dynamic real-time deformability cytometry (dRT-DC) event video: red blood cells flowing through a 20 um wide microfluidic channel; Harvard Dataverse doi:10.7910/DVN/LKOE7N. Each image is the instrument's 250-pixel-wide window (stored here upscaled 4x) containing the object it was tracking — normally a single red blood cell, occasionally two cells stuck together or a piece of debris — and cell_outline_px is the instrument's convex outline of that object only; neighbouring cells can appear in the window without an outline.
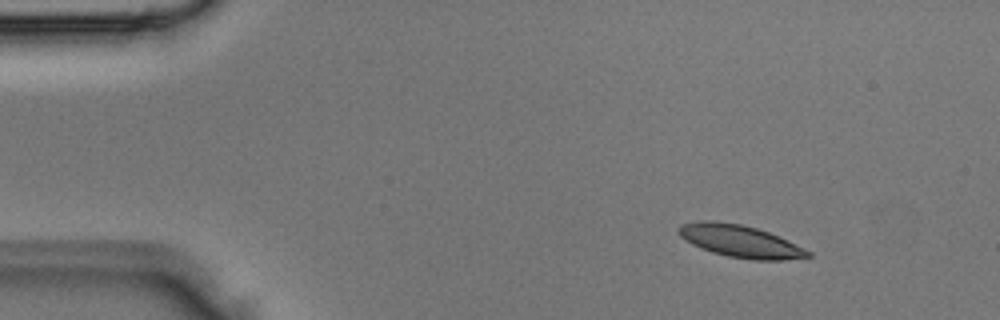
{"species": "Egyptian fruit bat (a non-hibernating species)", "species_latin": "Rousettus aegyptiacus", "temperature_condition": "room temperature", "stored_images_in_passage": 4, "camera_frame_rate_fps": 3000, "um_per_image_px": 0.085, "animal": {"sex": "male"}, "frame": {"image": 1, "passage_image": 1, "time_ms": 0.0, "image_size_px": [1000, 320], "cell_outline_px": [[812, 256], [784, 260], [752, 260], [728, 256], [712, 252], [700, 248], [684, 240], [680, 236], [680, 224], [700, 220], [712, 220], [740, 224], [756, 228], [768, 232], [788, 240], [812, 252]], "centroid_in_image_um": [62.92, 20.5], "position_along_channel_um": 22.1, "area_um2": 24.28}}
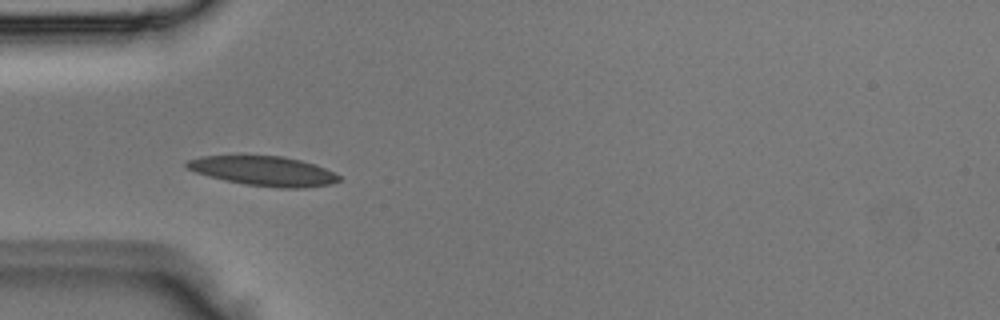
{"frame": {"image": 2, "passage_image": 3, "time_ms": 0.667, "image_size_px": [1000, 320], "cell_outline_px": [[340, 180], [332, 184], [304, 188], [280, 188], [244, 184], [224, 180], [196, 172], [188, 168], [184, 164], [188, 160], [200, 156], [280, 156], [300, 160], [324, 168], [340, 176]], "centroid_in_image_um": [22.41, 14.54], "position_along_channel_um": 62.6, "area_um2": 25.95}}
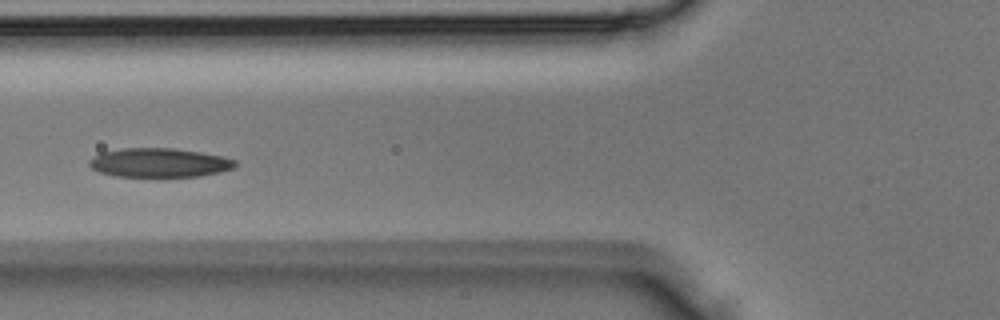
{"frame": {"image": 3, "passage_image": 4, "time_ms": 1.0, "image_size_px": [1000, 320], "cell_outline_px": [[236, 164], [232, 168], [220, 172], [200, 176], [116, 176], [100, 172], [92, 168], [88, 164], [88, 160], [92, 156], [100, 152], [124, 148], [172, 148], [200, 152], [220, 156], [236, 160]], "centroid_in_image_um": [13.49, 13.82], "position_along_channel_um": 112.3, "area_um2": 24.57}}